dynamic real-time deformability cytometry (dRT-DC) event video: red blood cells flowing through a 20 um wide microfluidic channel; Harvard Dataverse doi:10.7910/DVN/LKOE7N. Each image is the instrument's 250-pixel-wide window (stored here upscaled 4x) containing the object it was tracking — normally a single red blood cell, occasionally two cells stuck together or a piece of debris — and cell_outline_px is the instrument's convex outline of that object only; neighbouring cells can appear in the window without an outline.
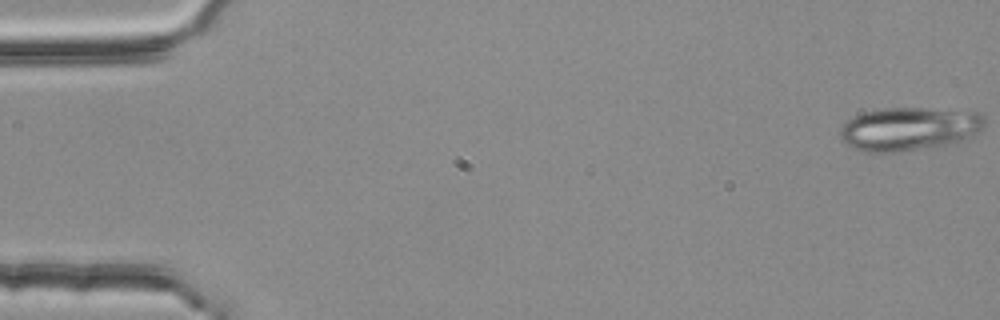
{"species": "common noctule bat (a hibernating species)", "species_latin": "Nyctalus noctula", "temperature_condition": "room temperature", "stored_images_in_passage": 13, "camera_frame_rate_fps": 3000, "um_per_image_px": 0.085, "animal": {"sex": "female", "body_mass_g": 25.1}, "frame": {"image": 1, "passage_image": 1, "time_ms": 0.0, "image_size_px": [1000, 320], "cell_outline_px": [[984, 124], [976, 132], [952, 144], [892, 152], [864, 152], [840, 140], [840, 128], [852, 116], [864, 112], [884, 108], [924, 108], [976, 112], [984, 116]], "centroid_in_image_um": [77.21, 10.94], "position_along_channel_um": 7.8, "area_um2": 36.07}}